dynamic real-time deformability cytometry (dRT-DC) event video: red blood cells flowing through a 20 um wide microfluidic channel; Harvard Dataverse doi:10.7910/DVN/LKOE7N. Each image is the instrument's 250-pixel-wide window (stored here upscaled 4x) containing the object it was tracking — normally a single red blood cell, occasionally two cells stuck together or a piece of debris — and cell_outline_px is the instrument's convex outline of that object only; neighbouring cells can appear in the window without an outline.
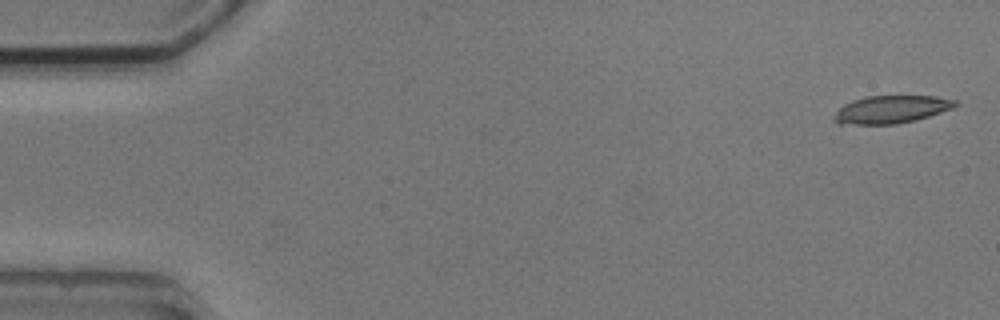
{"species": "common noctule bat (a hibernating species)", "species_latin": "Nyctalus noctula", "temperature_condition": "cold", "stored_images_in_passage": 7, "camera_frame_rate_fps": 3000, "um_per_image_px": 0.085, "animal": {"sex": "male", "body_mass_g": 20.5, "forearm_length_mm": 52.5}, "frame": {"image": 1, "passage_image": 1, "time_ms": 0.0, "image_size_px": [1000, 320], "cell_outline_px": [[960, 104], [952, 108], [916, 120], [896, 124], [836, 124], [832, 120], [832, 116], [844, 104], [852, 100], [864, 96], [936, 96], [960, 100]], "centroid_in_image_um": [75.75, 9.29], "position_along_channel_um": 9.2, "area_um2": 19.83}}